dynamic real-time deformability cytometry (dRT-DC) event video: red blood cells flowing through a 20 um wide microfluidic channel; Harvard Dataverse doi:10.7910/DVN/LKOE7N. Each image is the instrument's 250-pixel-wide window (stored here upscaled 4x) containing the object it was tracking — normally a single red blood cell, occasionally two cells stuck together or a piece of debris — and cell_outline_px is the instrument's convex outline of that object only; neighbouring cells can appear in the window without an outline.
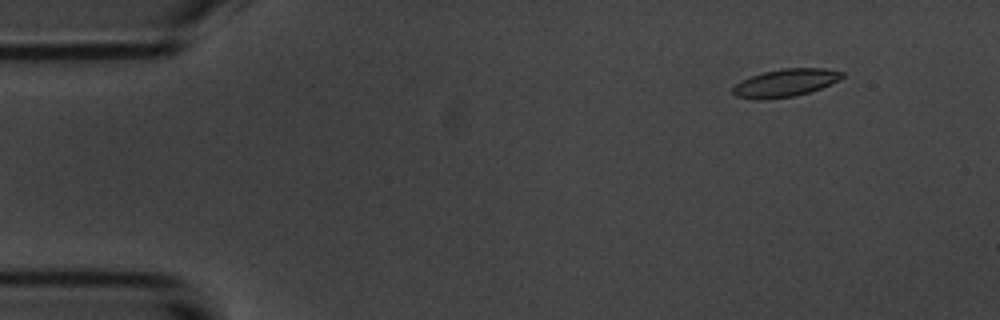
{"species": "common noctule bat (a hibernating species)", "species_latin": "Nyctalus noctula", "temperature_condition": "room temperature", "stored_images_in_passage": 5, "camera_frame_rate_fps": 3000, "um_per_image_px": 0.085, "animal": {"sex": "male", "body_mass_g": 20.1, "forearm_length_mm": 53.5}, "frame": {"image": 1, "passage_image": 2, "time_ms": 1.333, "image_size_px": [1000, 320], "cell_outline_px": [[844, 76], [840, 80], [820, 88], [808, 92], [792, 96], [760, 100], [756, 100], [736, 96], [732, 92], [732, 88], [740, 80], [764, 72], [784, 68], [824, 68], [844, 72]], "centroid_in_image_um": [66.75, 7.04], "position_along_channel_um": 18.3, "area_um2": 17.57}}
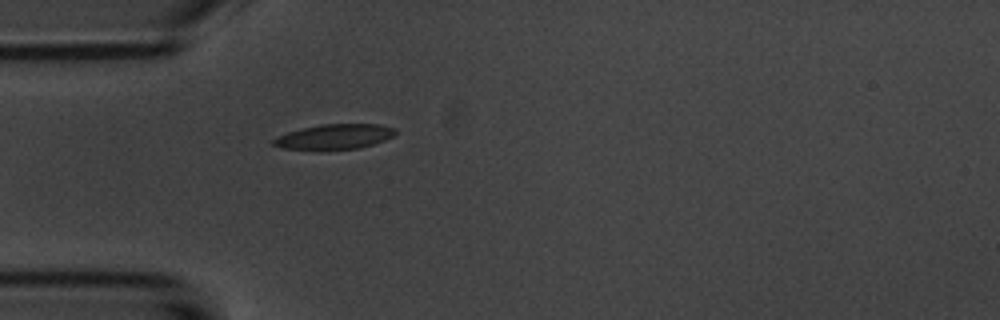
{"frame": {"image": 2, "passage_image": 5, "time_ms": 4.667, "image_size_px": [1000, 320], "cell_outline_px": [[396, 132], [392, 136], [384, 140], [360, 148], [284, 148], [272, 144], [272, 140], [288, 132], [304, 128], [324, 124], [380, 124], [396, 128]], "centroid_in_image_um": [28.5, 11.59], "position_along_channel_um": 56.5, "area_um2": 17.05}}